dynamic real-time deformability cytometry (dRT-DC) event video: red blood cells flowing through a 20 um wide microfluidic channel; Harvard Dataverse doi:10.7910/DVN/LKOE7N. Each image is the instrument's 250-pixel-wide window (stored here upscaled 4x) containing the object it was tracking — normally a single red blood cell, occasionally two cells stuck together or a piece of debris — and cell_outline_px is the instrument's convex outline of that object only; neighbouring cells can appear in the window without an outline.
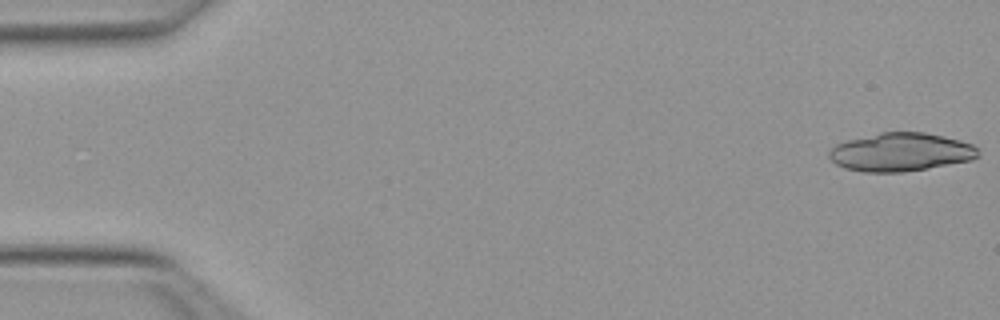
{"species": "Egyptian fruit bat (a non-hibernating species)", "species_latin": "Rousettus aegyptiacus", "temperature_condition": "warm", "stored_images_in_passage": 9, "camera_frame_rate_fps": 3000, "um_per_image_px": 0.085, "animal": {"sex": "female"}, "frame": {"image": 1, "passage_image": 1, "time_ms": 0.0, "image_size_px": [1000, 320], "cell_outline_px": [[980, 156], [972, 160], [928, 168], [904, 172], [864, 172], [844, 168], [836, 164], [828, 156], [828, 152], [836, 144], [848, 140], [880, 132], [924, 132], [944, 136], [960, 140], [972, 144], [980, 148]], "centroid_in_image_um": [76.6, 12.93], "position_along_channel_um": 8.4, "area_um2": 33.52}}